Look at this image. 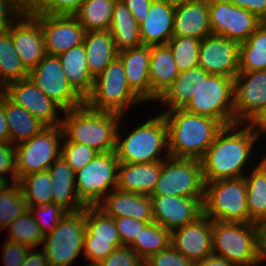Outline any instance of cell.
<instances>
[{"label":"cell","instance_id":"obj_1","mask_svg":"<svg viewBox=\"0 0 266 266\" xmlns=\"http://www.w3.org/2000/svg\"><path fill=\"white\" fill-rule=\"evenodd\" d=\"M258 141L248 124L235 123L224 126L200 160L204 181L244 177L248 169L258 164V155L254 152L259 151L256 148ZM254 155L257 161H253L256 160Z\"/></svg>","mask_w":266,"mask_h":266},{"label":"cell","instance_id":"obj_2","mask_svg":"<svg viewBox=\"0 0 266 266\" xmlns=\"http://www.w3.org/2000/svg\"><path fill=\"white\" fill-rule=\"evenodd\" d=\"M168 129L169 157L201 160L224 127L218 120L184 109L161 112Z\"/></svg>","mask_w":266,"mask_h":266},{"label":"cell","instance_id":"obj_3","mask_svg":"<svg viewBox=\"0 0 266 266\" xmlns=\"http://www.w3.org/2000/svg\"><path fill=\"white\" fill-rule=\"evenodd\" d=\"M63 114L62 142L84 144L98 153L115 151L116 133L122 115L96 111L85 103L80 107L64 110Z\"/></svg>","mask_w":266,"mask_h":266},{"label":"cell","instance_id":"obj_4","mask_svg":"<svg viewBox=\"0 0 266 266\" xmlns=\"http://www.w3.org/2000/svg\"><path fill=\"white\" fill-rule=\"evenodd\" d=\"M124 117L116 133L115 153L119 163H150L164 161L169 157L168 129L162 113L148 118L129 133L124 132L125 135L122 134L124 127H121Z\"/></svg>","mask_w":266,"mask_h":266},{"label":"cell","instance_id":"obj_5","mask_svg":"<svg viewBox=\"0 0 266 266\" xmlns=\"http://www.w3.org/2000/svg\"><path fill=\"white\" fill-rule=\"evenodd\" d=\"M212 244L234 266L253 263L261 258L259 224L212 221Z\"/></svg>","mask_w":266,"mask_h":266},{"label":"cell","instance_id":"obj_6","mask_svg":"<svg viewBox=\"0 0 266 266\" xmlns=\"http://www.w3.org/2000/svg\"><path fill=\"white\" fill-rule=\"evenodd\" d=\"M144 103L129 87L124 65L119 58L112 61L95 79L92 93L85 104L96 111L126 116L129 109Z\"/></svg>","mask_w":266,"mask_h":266},{"label":"cell","instance_id":"obj_7","mask_svg":"<svg viewBox=\"0 0 266 266\" xmlns=\"http://www.w3.org/2000/svg\"><path fill=\"white\" fill-rule=\"evenodd\" d=\"M244 177L205 182L203 213L212 221L249 224Z\"/></svg>","mask_w":266,"mask_h":266},{"label":"cell","instance_id":"obj_8","mask_svg":"<svg viewBox=\"0 0 266 266\" xmlns=\"http://www.w3.org/2000/svg\"><path fill=\"white\" fill-rule=\"evenodd\" d=\"M233 91L234 78L211 75L202 68L200 88L183 109L214 118L223 126L235 124Z\"/></svg>","mask_w":266,"mask_h":266},{"label":"cell","instance_id":"obj_9","mask_svg":"<svg viewBox=\"0 0 266 266\" xmlns=\"http://www.w3.org/2000/svg\"><path fill=\"white\" fill-rule=\"evenodd\" d=\"M85 232V208L67 212L54 230L44 235L41 247L48 265H72L83 255Z\"/></svg>","mask_w":266,"mask_h":266},{"label":"cell","instance_id":"obj_10","mask_svg":"<svg viewBox=\"0 0 266 266\" xmlns=\"http://www.w3.org/2000/svg\"><path fill=\"white\" fill-rule=\"evenodd\" d=\"M118 165L115 151L98 153L75 172L76 192L85 207L98 206L117 187Z\"/></svg>","mask_w":266,"mask_h":266},{"label":"cell","instance_id":"obj_11","mask_svg":"<svg viewBox=\"0 0 266 266\" xmlns=\"http://www.w3.org/2000/svg\"><path fill=\"white\" fill-rule=\"evenodd\" d=\"M202 163L196 159L166 158L151 195L204 197Z\"/></svg>","mask_w":266,"mask_h":266},{"label":"cell","instance_id":"obj_12","mask_svg":"<svg viewBox=\"0 0 266 266\" xmlns=\"http://www.w3.org/2000/svg\"><path fill=\"white\" fill-rule=\"evenodd\" d=\"M62 140L61 126H48L30 140L15 145L17 181L23 176L48 170L61 155Z\"/></svg>","mask_w":266,"mask_h":266},{"label":"cell","instance_id":"obj_13","mask_svg":"<svg viewBox=\"0 0 266 266\" xmlns=\"http://www.w3.org/2000/svg\"><path fill=\"white\" fill-rule=\"evenodd\" d=\"M29 78L64 110L77 108L85 103V100L71 87L56 55L46 54L29 72Z\"/></svg>","mask_w":266,"mask_h":266},{"label":"cell","instance_id":"obj_14","mask_svg":"<svg viewBox=\"0 0 266 266\" xmlns=\"http://www.w3.org/2000/svg\"><path fill=\"white\" fill-rule=\"evenodd\" d=\"M212 34L221 35L239 43L263 23L255 14L238 7L227 0L208 1Z\"/></svg>","mask_w":266,"mask_h":266},{"label":"cell","instance_id":"obj_15","mask_svg":"<svg viewBox=\"0 0 266 266\" xmlns=\"http://www.w3.org/2000/svg\"><path fill=\"white\" fill-rule=\"evenodd\" d=\"M233 93L235 123L247 124L266 107V70L239 71Z\"/></svg>","mask_w":266,"mask_h":266},{"label":"cell","instance_id":"obj_16","mask_svg":"<svg viewBox=\"0 0 266 266\" xmlns=\"http://www.w3.org/2000/svg\"><path fill=\"white\" fill-rule=\"evenodd\" d=\"M3 93L47 126H61L62 116L59 113H63L64 109L46 96L30 78L9 83Z\"/></svg>","mask_w":266,"mask_h":266},{"label":"cell","instance_id":"obj_17","mask_svg":"<svg viewBox=\"0 0 266 266\" xmlns=\"http://www.w3.org/2000/svg\"><path fill=\"white\" fill-rule=\"evenodd\" d=\"M240 43L210 34L200 42L198 66L211 75L234 78L239 72Z\"/></svg>","mask_w":266,"mask_h":266},{"label":"cell","instance_id":"obj_18","mask_svg":"<svg viewBox=\"0 0 266 266\" xmlns=\"http://www.w3.org/2000/svg\"><path fill=\"white\" fill-rule=\"evenodd\" d=\"M32 15L40 22L46 54L58 56L83 44L86 31L74 15Z\"/></svg>","mask_w":266,"mask_h":266},{"label":"cell","instance_id":"obj_19","mask_svg":"<svg viewBox=\"0 0 266 266\" xmlns=\"http://www.w3.org/2000/svg\"><path fill=\"white\" fill-rule=\"evenodd\" d=\"M154 222L172 232L203 214L204 197L150 195Z\"/></svg>","mask_w":266,"mask_h":266},{"label":"cell","instance_id":"obj_20","mask_svg":"<svg viewBox=\"0 0 266 266\" xmlns=\"http://www.w3.org/2000/svg\"><path fill=\"white\" fill-rule=\"evenodd\" d=\"M8 32L23 66L30 72L46 55L40 22L31 13H23Z\"/></svg>","mask_w":266,"mask_h":266},{"label":"cell","instance_id":"obj_21","mask_svg":"<svg viewBox=\"0 0 266 266\" xmlns=\"http://www.w3.org/2000/svg\"><path fill=\"white\" fill-rule=\"evenodd\" d=\"M171 246L195 262L213 254L212 220L204 213L194 222L171 232Z\"/></svg>","mask_w":266,"mask_h":266},{"label":"cell","instance_id":"obj_22","mask_svg":"<svg viewBox=\"0 0 266 266\" xmlns=\"http://www.w3.org/2000/svg\"><path fill=\"white\" fill-rule=\"evenodd\" d=\"M112 218L129 217L143 222H154L151 196L124 192L115 188L98 205Z\"/></svg>","mask_w":266,"mask_h":266},{"label":"cell","instance_id":"obj_23","mask_svg":"<svg viewBox=\"0 0 266 266\" xmlns=\"http://www.w3.org/2000/svg\"><path fill=\"white\" fill-rule=\"evenodd\" d=\"M212 34L207 0H191L175 5L173 37L199 40Z\"/></svg>","mask_w":266,"mask_h":266},{"label":"cell","instance_id":"obj_24","mask_svg":"<svg viewBox=\"0 0 266 266\" xmlns=\"http://www.w3.org/2000/svg\"><path fill=\"white\" fill-rule=\"evenodd\" d=\"M175 5L166 0H153L147 17L139 25L142 45H166L173 37Z\"/></svg>","mask_w":266,"mask_h":266},{"label":"cell","instance_id":"obj_25","mask_svg":"<svg viewBox=\"0 0 266 266\" xmlns=\"http://www.w3.org/2000/svg\"><path fill=\"white\" fill-rule=\"evenodd\" d=\"M130 89L144 102L150 101V46L141 45L118 53Z\"/></svg>","mask_w":266,"mask_h":266},{"label":"cell","instance_id":"obj_26","mask_svg":"<svg viewBox=\"0 0 266 266\" xmlns=\"http://www.w3.org/2000/svg\"><path fill=\"white\" fill-rule=\"evenodd\" d=\"M162 163L163 161L119 163L116 188L124 192L151 195L156 187Z\"/></svg>","mask_w":266,"mask_h":266},{"label":"cell","instance_id":"obj_27","mask_svg":"<svg viewBox=\"0 0 266 266\" xmlns=\"http://www.w3.org/2000/svg\"><path fill=\"white\" fill-rule=\"evenodd\" d=\"M48 171L52 182L51 203L60 205L67 212H76L85 208L76 192L75 171L61 156L48 168Z\"/></svg>","mask_w":266,"mask_h":266},{"label":"cell","instance_id":"obj_28","mask_svg":"<svg viewBox=\"0 0 266 266\" xmlns=\"http://www.w3.org/2000/svg\"><path fill=\"white\" fill-rule=\"evenodd\" d=\"M172 52L167 45L150 46L149 82L150 102L165 92L179 75Z\"/></svg>","mask_w":266,"mask_h":266},{"label":"cell","instance_id":"obj_29","mask_svg":"<svg viewBox=\"0 0 266 266\" xmlns=\"http://www.w3.org/2000/svg\"><path fill=\"white\" fill-rule=\"evenodd\" d=\"M9 130V142L13 145L30 140L48 126L31 115L23 107L16 105L4 93L0 95Z\"/></svg>","mask_w":266,"mask_h":266},{"label":"cell","instance_id":"obj_30","mask_svg":"<svg viewBox=\"0 0 266 266\" xmlns=\"http://www.w3.org/2000/svg\"><path fill=\"white\" fill-rule=\"evenodd\" d=\"M58 57L71 87L85 100L92 93L94 78L89 73L84 45L75 46Z\"/></svg>","mask_w":266,"mask_h":266},{"label":"cell","instance_id":"obj_31","mask_svg":"<svg viewBox=\"0 0 266 266\" xmlns=\"http://www.w3.org/2000/svg\"><path fill=\"white\" fill-rule=\"evenodd\" d=\"M83 45L89 73L94 79L118 58L119 51L109 30L85 32Z\"/></svg>","mask_w":266,"mask_h":266},{"label":"cell","instance_id":"obj_32","mask_svg":"<svg viewBox=\"0 0 266 266\" xmlns=\"http://www.w3.org/2000/svg\"><path fill=\"white\" fill-rule=\"evenodd\" d=\"M201 81L202 68L200 66L180 72L155 104L166 107V110L183 109L200 88Z\"/></svg>","mask_w":266,"mask_h":266},{"label":"cell","instance_id":"obj_33","mask_svg":"<svg viewBox=\"0 0 266 266\" xmlns=\"http://www.w3.org/2000/svg\"><path fill=\"white\" fill-rule=\"evenodd\" d=\"M109 32L119 52L142 45L139 24L122 0H116Z\"/></svg>","mask_w":266,"mask_h":266},{"label":"cell","instance_id":"obj_34","mask_svg":"<svg viewBox=\"0 0 266 266\" xmlns=\"http://www.w3.org/2000/svg\"><path fill=\"white\" fill-rule=\"evenodd\" d=\"M247 187L249 223L260 224L266 220V170L259 164L244 176Z\"/></svg>","mask_w":266,"mask_h":266},{"label":"cell","instance_id":"obj_35","mask_svg":"<svg viewBox=\"0 0 266 266\" xmlns=\"http://www.w3.org/2000/svg\"><path fill=\"white\" fill-rule=\"evenodd\" d=\"M116 0H84L74 14L86 32L109 30Z\"/></svg>","mask_w":266,"mask_h":266},{"label":"cell","instance_id":"obj_36","mask_svg":"<svg viewBox=\"0 0 266 266\" xmlns=\"http://www.w3.org/2000/svg\"><path fill=\"white\" fill-rule=\"evenodd\" d=\"M266 70V22L240 43L239 71Z\"/></svg>","mask_w":266,"mask_h":266},{"label":"cell","instance_id":"obj_37","mask_svg":"<svg viewBox=\"0 0 266 266\" xmlns=\"http://www.w3.org/2000/svg\"><path fill=\"white\" fill-rule=\"evenodd\" d=\"M29 78V72L23 66L14 49L11 34H0V87L4 89L9 83Z\"/></svg>","mask_w":266,"mask_h":266},{"label":"cell","instance_id":"obj_38","mask_svg":"<svg viewBox=\"0 0 266 266\" xmlns=\"http://www.w3.org/2000/svg\"><path fill=\"white\" fill-rule=\"evenodd\" d=\"M171 245V232L158 223H148L129 246L145 261Z\"/></svg>","mask_w":266,"mask_h":266},{"label":"cell","instance_id":"obj_39","mask_svg":"<svg viewBox=\"0 0 266 266\" xmlns=\"http://www.w3.org/2000/svg\"><path fill=\"white\" fill-rule=\"evenodd\" d=\"M17 182L28 207L51 203L52 182L48 170L23 176Z\"/></svg>","mask_w":266,"mask_h":266},{"label":"cell","instance_id":"obj_40","mask_svg":"<svg viewBox=\"0 0 266 266\" xmlns=\"http://www.w3.org/2000/svg\"><path fill=\"white\" fill-rule=\"evenodd\" d=\"M86 232L93 240L121 241L114 218L108 216L98 206L85 207Z\"/></svg>","mask_w":266,"mask_h":266},{"label":"cell","instance_id":"obj_41","mask_svg":"<svg viewBox=\"0 0 266 266\" xmlns=\"http://www.w3.org/2000/svg\"><path fill=\"white\" fill-rule=\"evenodd\" d=\"M27 211L28 206L18 182L10 183L0 192V230L6 229Z\"/></svg>","mask_w":266,"mask_h":266},{"label":"cell","instance_id":"obj_42","mask_svg":"<svg viewBox=\"0 0 266 266\" xmlns=\"http://www.w3.org/2000/svg\"><path fill=\"white\" fill-rule=\"evenodd\" d=\"M6 230L8 231L7 240L27 245L30 248H38L44 239L39 225L29 210L17 217Z\"/></svg>","mask_w":266,"mask_h":266},{"label":"cell","instance_id":"obj_43","mask_svg":"<svg viewBox=\"0 0 266 266\" xmlns=\"http://www.w3.org/2000/svg\"><path fill=\"white\" fill-rule=\"evenodd\" d=\"M201 40L193 37H172L166 44L173 55L178 71H187L198 66Z\"/></svg>","mask_w":266,"mask_h":266},{"label":"cell","instance_id":"obj_44","mask_svg":"<svg viewBox=\"0 0 266 266\" xmlns=\"http://www.w3.org/2000/svg\"><path fill=\"white\" fill-rule=\"evenodd\" d=\"M28 210L39 225L43 235L52 232L67 213L60 205L54 203L29 206Z\"/></svg>","mask_w":266,"mask_h":266},{"label":"cell","instance_id":"obj_45","mask_svg":"<svg viewBox=\"0 0 266 266\" xmlns=\"http://www.w3.org/2000/svg\"><path fill=\"white\" fill-rule=\"evenodd\" d=\"M98 154L93 148L75 142L61 143V157L76 172L86 166Z\"/></svg>","mask_w":266,"mask_h":266},{"label":"cell","instance_id":"obj_46","mask_svg":"<svg viewBox=\"0 0 266 266\" xmlns=\"http://www.w3.org/2000/svg\"><path fill=\"white\" fill-rule=\"evenodd\" d=\"M123 246L121 241L93 240V236H84L82 257L88 264H99L116 248Z\"/></svg>","mask_w":266,"mask_h":266},{"label":"cell","instance_id":"obj_47","mask_svg":"<svg viewBox=\"0 0 266 266\" xmlns=\"http://www.w3.org/2000/svg\"><path fill=\"white\" fill-rule=\"evenodd\" d=\"M84 0H44L31 14L74 15Z\"/></svg>","mask_w":266,"mask_h":266},{"label":"cell","instance_id":"obj_48","mask_svg":"<svg viewBox=\"0 0 266 266\" xmlns=\"http://www.w3.org/2000/svg\"><path fill=\"white\" fill-rule=\"evenodd\" d=\"M99 266H144V260L129 246L116 248Z\"/></svg>","mask_w":266,"mask_h":266},{"label":"cell","instance_id":"obj_49","mask_svg":"<svg viewBox=\"0 0 266 266\" xmlns=\"http://www.w3.org/2000/svg\"><path fill=\"white\" fill-rule=\"evenodd\" d=\"M194 262L177 252L171 245L144 261V266H193Z\"/></svg>","mask_w":266,"mask_h":266},{"label":"cell","instance_id":"obj_50","mask_svg":"<svg viewBox=\"0 0 266 266\" xmlns=\"http://www.w3.org/2000/svg\"><path fill=\"white\" fill-rule=\"evenodd\" d=\"M0 178L9 184L17 182L16 149L10 142L0 143Z\"/></svg>","mask_w":266,"mask_h":266},{"label":"cell","instance_id":"obj_51","mask_svg":"<svg viewBox=\"0 0 266 266\" xmlns=\"http://www.w3.org/2000/svg\"><path fill=\"white\" fill-rule=\"evenodd\" d=\"M114 222L123 246H130L141 229L148 224V222L135 220L129 217H117L114 218Z\"/></svg>","mask_w":266,"mask_h":266},{"label":"cell","instance_id":"obj_52","mask_svg":"<svg viewBox=\"0 0 266 266\" xmlns=\"http://www.w3.org/2000/svg\"><path fill=\"white\" fill-rule=\"evenodd\" d=\"M30 249L27 245L19 244L18 242H13L5 238L1 250L3 266H21Z\"/></svg>","mask_w":266,"mask_h":266},{"label":"cell","instance_id":"obj_53","mask_svg":"<svg viewBox=\"0 0 266 266\" xmlns=\"http://www.w3.org/2000/svg\"><path fill=\"white\" fill-rule=\"evenodd\" d=\"M22 14L15 0H0V34L7 32Z\"/></svg>","mask_w":266,"mask_h":266},{"label":"cell","instance_id":"obj_54","mask_svg":"<svg viewBox=\"0 0 266 266\" xmlns=\"http://www.w3.org/2000/svg\"><path fill=\"white\" fill-rule=\"evenodd\" d=\"M228 2L246 9L266 22V0H227Z\"/></svg>","mask_w":266,"mask_h":266},{"label":"cell","instance_id":"obj_55","mask_svg":"<svg viewBox=\"0 0 266 266\" xmlns=\"http://www.w3.org/2000/svg\"><path fill=\"white\" fill-rule=\"evenodd\" d=\"M140 25L147 17L153 0H122Z\"/></svg>","mask_w":266,"mask_h":266},{"label":"cell","instance_id":"obj_56","mask_svg":"<svg viewBox=\"0 0 266 266\" xmlns=\"http://www.w3.org/2000/svg\"><path fill=\"white\" fill-rule=\"evenodd\" d=\"M252 132L257 136L259 139L261 135L266 134V107L263 108L256 116H254L248 123H247Z\"/></svg>","mask_w":266,"mask_h":266},{"label":"cell","instance_id":"obj_57","mask_svg":"<svg viewBox=\"0 0 266 266\" xmlns=\"http://www.w3.org/2000/svg\"><path fill=\"white\" fill-rule=\"evenodd\" d=\"M21 266H49L46 256L41 250L31 248Z\"/></svg>","mask_w":266,"mask_h":266},{"label":"cell","instance_id":"obj_58","mask_svg":"<svg viewBox=\"0 0 266 266\" xmlns=\"http://www.w3.org/2000/svg\"><path fill=\"white\" fill-rule=\"evenodd\" d=\"M193 266H234L226 258L211 254L202 260L195 261Z\"/></svg>","mask_w":266,"mask_h":266},{"label":"cell","instance_id":"obj_59","mask_svg":"<svg viewBox=\"0 0 266 266\" xmlns=\"http://www.w3.org/2000/svg\"><path fill=\"white\" fill-rule=\"evenodd\" d=\"M44 0H15L22 13H32Z\"/></svg>","mask_w":266,"mask_h":266},{"label":"cell","instance_id":"obj_60","mask_svg":"<svg viewBox=\"0 0 266 266\" xmlns=\"http://www.w3.org/2000/svg\"><path fill=\"white\" fill-rule=\"evenodd\" d=\"M9 142V130L3 109V103L0 101V143Z\"/></svg>","mask_w":266,"mask_h":266},{"label":"cell","instance_id":"obj_61","mask_svg":"<svg viewBox=\"0 0 266 266\" xmlns=\"http://www.w3.org/2000/svg\"><path fill=\"white\" fill-rule=\"evenodd\" d=\"M261 258L266 262V220L259 224Z\"/></svg>","mask_w":266,"mask_h":266},{"label":"cell","instance_id":"obj_62","mask_svg":"<svg viewBox=\"0 0 266 266\" xmlns=\"http://www.w3.org/2000/svg\"><path fill=\"white\" fill-rule=\"evenodd\" d=\"M262 262L264 263L265 261L262 258H260L259 260L255 261L253 263H250V264L235 265V266H266V264L264 265V264H262Z\"/></svg>","mask_w":266,"mask_h":266},{"label":"cell","instance_id":"obj_63","mask_svg":"<svg viewBox=\"0 0 266 266\" xmlns=\"http://www.w3.org/2000/svg\"><path fill=\"white\" fill-rule=\"evenodd\" d=\"M265 138H266V135H265ZM263 157H260L262 159H260V161H258V164L266 170V154L263 153V155H261Z\"/></svg>","mask_w":266,"mask_h":266},{"label":"cell","instance_id":"obj_64","mask_svg":"<svg viewBox=\"0 0 266 266\" xmlns=\"http://www.w3.org/2000/svg\"><path fill=\"white\" fill-rule=\"evenodd\" d=\"M8 185H9V183H8L6 180L0 178V192H1L4 188H6Z\"/></svg>","mask_w":266,"mask_h":266},{"label":"cell","instance_id":"obj_65","mask_svg":"<svg viewBox=\"0 0 266 266\" xmlns=\"http://www.w3.org/2000/svg\"><path fill=\"white\" fill-rule=\"evenodd\" d=\"M166 1H168L171 4L176 5V4L184 3V2H187V1H191V0H166Z\"/></svg>","mask_w":266,"mask_h":266},{"label":"cell","instance_id":"obj_66","mask_svg":"<svg viewBox=\"0 0 266 266\" xmlns=\"http://www.w3.org/2000/svg\"><path fill=\"white\" fill-rule=\"evenodd\" d=\"M85 266H99L98 264H86Z\"/></svg>","mask_w":266,"mask_h":266},{"label":"cell","instance_id":"obj_67","mask_svg":"<svg viewBox=\"0 0 266 266\" xmlns=\"http://www.w3.org/2000/svg\"><path fill=\"white\" fill-rule=\"evenodd\" d=\"M3 93V89L0 87V95Z\"/></svg>","mask_w":266,"mask_h":266}]
</instances>
